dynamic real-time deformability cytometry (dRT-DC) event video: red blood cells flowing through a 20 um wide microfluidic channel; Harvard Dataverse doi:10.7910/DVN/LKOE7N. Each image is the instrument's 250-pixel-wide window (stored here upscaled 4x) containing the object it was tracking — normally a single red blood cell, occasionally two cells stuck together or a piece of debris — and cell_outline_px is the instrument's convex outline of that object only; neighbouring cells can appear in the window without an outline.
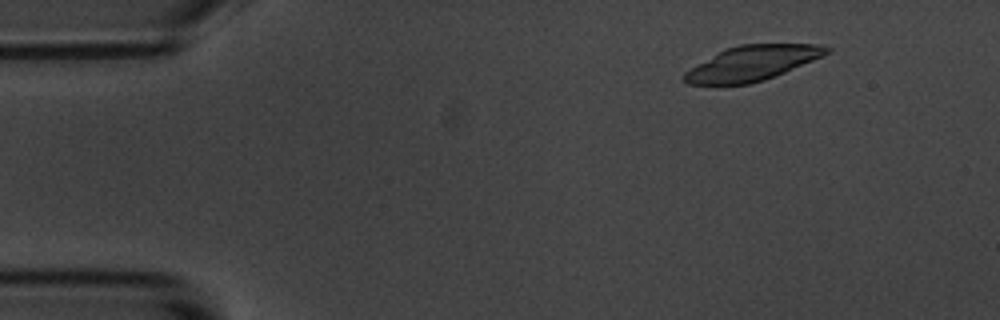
{"species": "common noctule bat (a hibernating species)", "species_latin": "Nyctalus noctula", "temperature_condition": "room temperature", "stored_images_in_passage": 57, "camera_frame_rate_fps": 3000, "um_per_image_px": 0.085, "animal": {"sex": "male", "body_mass_g": 20.1, "forearm_length_mm": 53.5}, "frame": {"image": 1, "passage_image": 7, "time_ms": 2.0, "image_size_px": [1000, 320], "cell_outline_px": [[832, 48], [828, 52], [812, 60], [784, 72], [764, 80], [748, 84], [688, 84], [684, 80], [684, 72], [724, 48], [740, 44], [820, 44]], "centroid_in_image_um": [63.91, 5.36], "position_along_channel_um": 21.1, "area_um2": 28.44}}